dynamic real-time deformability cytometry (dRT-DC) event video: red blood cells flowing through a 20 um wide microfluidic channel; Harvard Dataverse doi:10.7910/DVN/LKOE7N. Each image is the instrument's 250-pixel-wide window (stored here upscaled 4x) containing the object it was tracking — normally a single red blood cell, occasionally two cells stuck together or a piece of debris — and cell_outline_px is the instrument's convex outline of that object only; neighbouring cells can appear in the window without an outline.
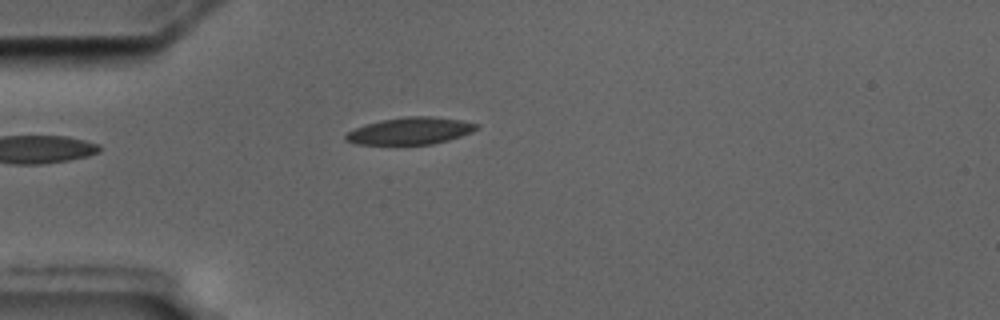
{"species": "common noctule bat (a hibernating species)", "species_latin": "Nyctalus noctula", "temperature_condition": "cold", "stored_images_in_passage": 5, "camera_frame_rate_fps": 3000, "um_per_image_px": 0.085, "animal": {"sex": "male", "body_mass_g": 17.5, "forearm_length_mm": 52.3}, "frame": {"image": 1, "passage_image": 4, "time_ms": 4.333, "image_size_px": [1000, 320], "cell_outline_px": [[480, 128], [472, 132], [448, 140], [432, 144], [356, 144], [344, 140], [344, 136], [348, 132], [364, 124], [380, 120], [404, 116], [432, 116], [460, 120], [480, 124]], "centroid_in_image_um": [34.88, 11.11], "position_along_channel_um": 50.1, "area_um2": 20.69}}